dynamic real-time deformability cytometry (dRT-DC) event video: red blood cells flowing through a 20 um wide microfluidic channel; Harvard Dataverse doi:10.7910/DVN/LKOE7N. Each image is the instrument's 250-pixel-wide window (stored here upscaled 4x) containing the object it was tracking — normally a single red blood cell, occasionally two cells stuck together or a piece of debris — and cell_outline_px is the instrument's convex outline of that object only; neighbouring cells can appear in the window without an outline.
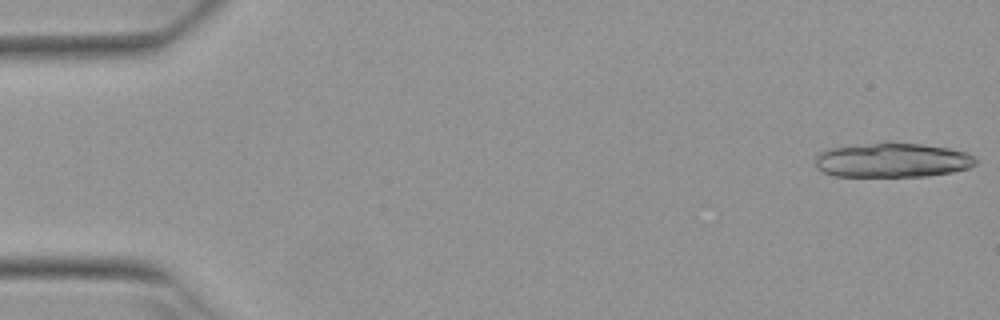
{"species": "Egyptian fruit bat (a non-hibernating species)", "species_latin": "Rousettus aegyptiacus", "temperature_condition": "warm", "stored_images_in_passage": 4, "camera_frame_rate_fps": 3000, "um_per_image_px": 0.085, "animal": {"sex": "female"}, "frame": {"image": 1, "passage_image": 1, "time_ms": 0.0, "image_size_px": [1000, 320], "cell_outline_px": [[976, 164], [968, 168], [952, 172], [928, 176], [832, 176], [816, 168], [816, 156], [824, 148], [880, 140], [920, 144], [948, 148], [968, 152], [976, 156]], "centroid_in_image_um": [75.81, 13.58], "position_along_channel_um": 9.2, "area_um2": 33.18}}